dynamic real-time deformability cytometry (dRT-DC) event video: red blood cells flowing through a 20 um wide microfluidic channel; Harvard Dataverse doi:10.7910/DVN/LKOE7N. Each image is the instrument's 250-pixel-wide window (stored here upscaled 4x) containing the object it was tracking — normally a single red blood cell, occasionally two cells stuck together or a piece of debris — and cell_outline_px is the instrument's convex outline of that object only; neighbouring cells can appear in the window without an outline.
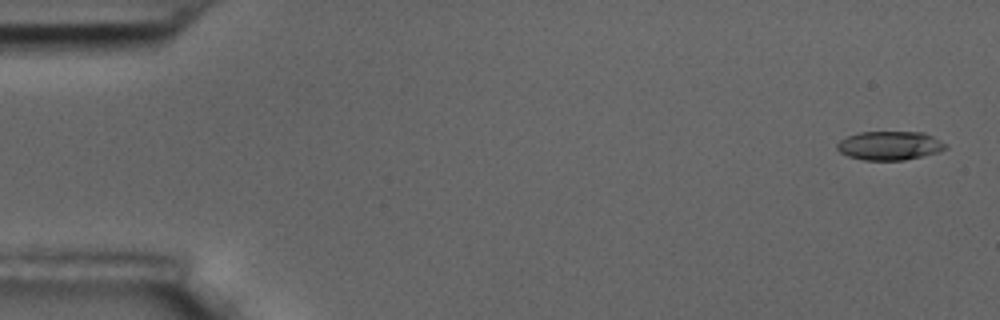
{"species": "common noctule bat (a hibernating species)", "species_latin": "Nyctalus noctula", "temperature_condition": "room temperature", "stored_images_in_passage": 24, "camera_frame_rate_fps": 3000, "um_per_image_px": 0.085, "animal": {"sex": "male", "body_mass_g": 17.5, "forearm_length_mm": 52.3}, "frame": {"image": 1, "passage_image": 2, "time_ms": 0.333, "image_size_px": [1000, 320], "cell_outline_px": [[948, 148], [936, 152], [904, 160], [864, 160], [848, 156], [840, 152], [836, 148], [836, 144], [840, 140], [848, 136], [860, 132], [924, 132], [948, 144]], "centroid_in_image_um": [75.62, 12.37], "position_along_channel_um": 9.4, "area_um2": 18.15}}
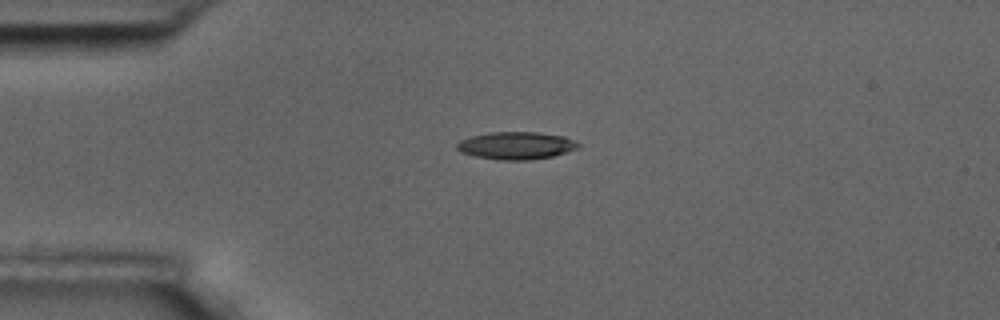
{"frame": {"image": 2, "passage_image": 14, "time_ms": 4.333, "image_size_px": [1000, 320], "cell_outline_px": [[580, 148], [552, 156], [528, 160], [500, 160], [476, 156], [460, 152], [456, 148], [456, 144], [460, 140], [472, 136], [492, 132], [536, 132], [564, 136], [580, 144]], "centroid_in_image_um": [43.87, 12.37], "position_along_channel_um": 41.1, "area_um2": 19.36}}
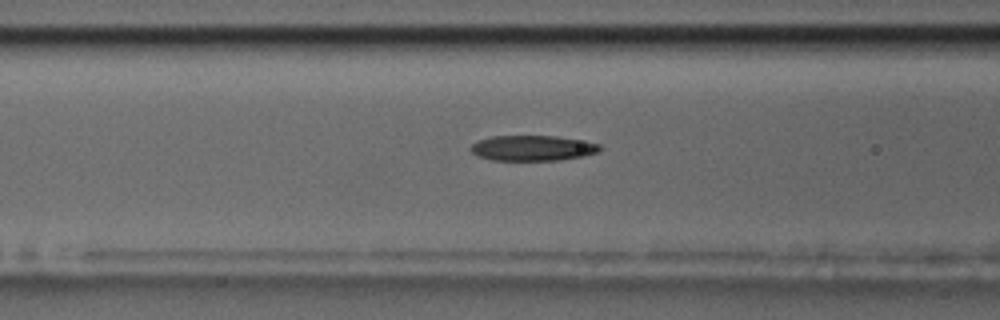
{"frame": {"image": 3, "passage_image": 23, "time_ms": 7.333, "image_size_px": [1000, 320], "cell_outline_px": [[604, 148], [596, 152], [584, 156], [560, 160], [492, 160], [480, 156], [472, 152], [468, 148], [476, 140], [492, 136], [556, 136], [600, 144]], "centroid_in_image_um": [45.25, 12.58], "position_along_channel_um": 121.4, "area_um2": 19.07}}